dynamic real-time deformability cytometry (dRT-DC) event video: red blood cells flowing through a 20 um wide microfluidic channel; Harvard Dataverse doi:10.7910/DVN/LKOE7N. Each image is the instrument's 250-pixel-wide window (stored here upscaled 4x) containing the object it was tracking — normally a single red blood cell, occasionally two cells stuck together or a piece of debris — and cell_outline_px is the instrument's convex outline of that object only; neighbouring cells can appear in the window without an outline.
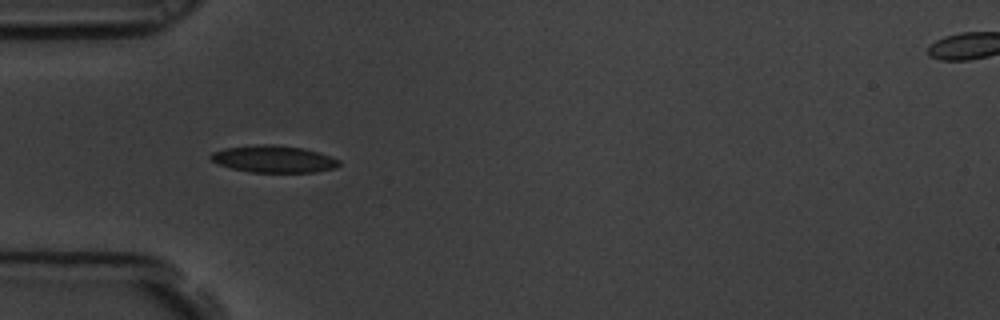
{"species": "common noctule bat (a hibernating species)", "species_latin": "Nyctalus noctula", "temperature_condition": "room temperature", "stored_images_in_passage": 6, "camera_frame_rate_fps": 3000, "um_per_image_px": 0.085, "animal": {"sex": "male", "body_mass_g": 19.5, "forearm_length_mm": 54.6}, "frame": {"image": 1, "passage_image": 5, "time_ms": 1.333, "image_size_px": [1000, 320], "cell_outline_px": [[340, 164], [336, 168], [316, 172], [248, 172], [232, 168], [220, 164], [212, 160], [208, 156], [212, 152], [224, 148], [256, 144], [272, 144], [304, 148], [340, 160]], "centroid_in_image_um": [23.25, 13.51], "position_along_channel_um": 61.8, "area_um2": 20.17}}
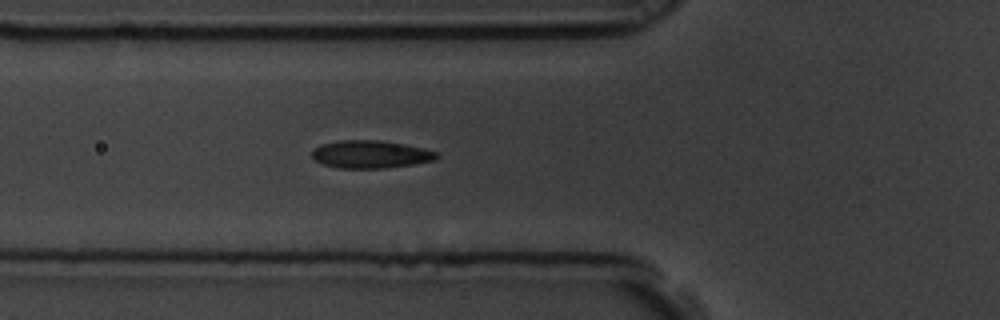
{"frame": {"image": 2, "passage_image": 6, "time_ms": 1.667, "image_size_px": [1000, 320], "cell_outline_px": [[440, 156], [436, 160], [416, 164], [384, 168], [340, 168], [324, 164], [316, 160], [312, 156], [312, 152], [320, 144], [340, 140], [376, 140], [404, 144], [424, 148], [440, 152]], "centroid_in_image_um": [31.57, 13.11], "position_along_channel_um": 94.2, "area_um2": 20.23}}